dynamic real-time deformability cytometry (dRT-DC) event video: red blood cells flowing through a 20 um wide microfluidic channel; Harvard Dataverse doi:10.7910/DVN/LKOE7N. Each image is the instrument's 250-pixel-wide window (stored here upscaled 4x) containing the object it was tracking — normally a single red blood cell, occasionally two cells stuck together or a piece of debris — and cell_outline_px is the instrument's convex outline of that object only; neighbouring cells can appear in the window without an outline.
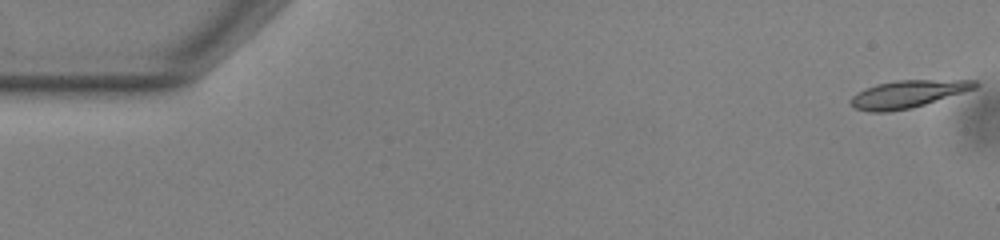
{"species": "common noctule bat (a hibernating species)", "species_latin": "Nyctalus noctula", "temperature_condition": "warm", "stored_images_in_passage": 54, "camera_frame_rate_fps": 3000, "um_per_image_px": 0.085, "animal": {"sex": "male", "body_mass_g": 13.0, "forearm_length_mm": 53.1}, "frame": {"image": 1, "passage_image": 1, "time_ms": 0.0, "image_size_px": [1000, 240], "cell_outline_px": [[980, 84], [976, 88], [964, 92], [912, 108], [888, 112], [868, 112], [856, 108], [848, 100], [856, 92], [864, 88], [876, 84], [896, 80], [976, 80]], "centroid_in_image_um": [77.14, 7.99], "position_along_channel_um": 7.9, "area_um2": 20.0}}
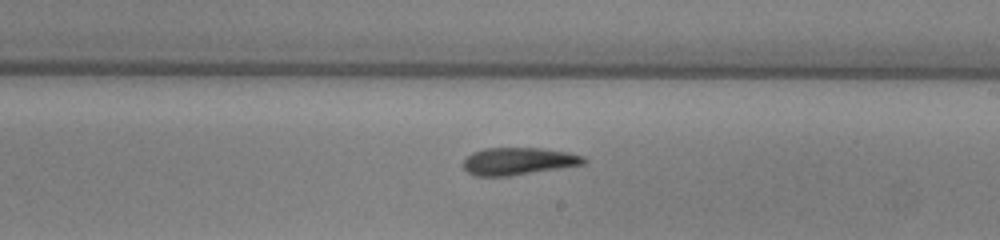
{"frame": {"image": 2, "passage_image": 31, "time_ms": 10.0, "image_size_px": [1000, 240], "cell_outline_px": [[588, 160], [584, 164], [560, 168], [508, 176], [476, 176], [468, 172], [464, 168], [464, 160], [472, 152], [484, 148], [540, 148], [568, 152], [584, 156]], "centroid_in_image_um": [44.07, 13.7], "position_along_channel_um": 244.9, "area_um2": 19.13}}
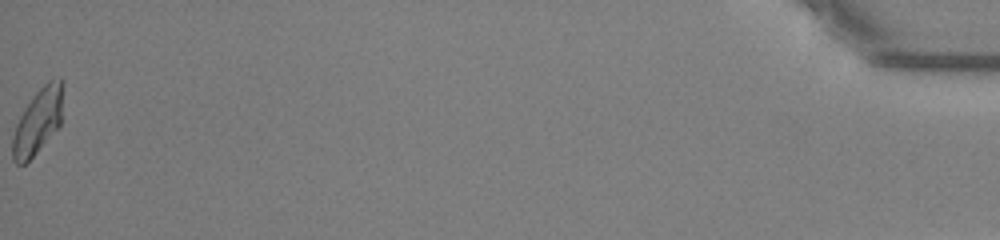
{"frame": {"image": 3, "passage_image": 54, "time_ms": 17.667, "image_size_px": [1000, 240], "cell_outline_px": [[60, 124], [36, 152], [24, 164], [16, 164], [12, 160], [12, 136], [16, 124], [24, 108], [32, 96], [48, 80], [60, 76]], "centroid_in_image_um": [3.14, 10.33], "position_along_channel_um": 432.1, "area_um2": 18.5}, "authors_computed_cell_mechanics": {"area_um2": 19.4497, "velocity_mm_per_s": 3.816, "shape_relaxation_time_tau1_ms": 8.1507, "shape_relaxation_time_tau2_ms": 3.3557, "deformation_change_tau1": 0.2259, "deformation_change_tau2": 0.1085}}